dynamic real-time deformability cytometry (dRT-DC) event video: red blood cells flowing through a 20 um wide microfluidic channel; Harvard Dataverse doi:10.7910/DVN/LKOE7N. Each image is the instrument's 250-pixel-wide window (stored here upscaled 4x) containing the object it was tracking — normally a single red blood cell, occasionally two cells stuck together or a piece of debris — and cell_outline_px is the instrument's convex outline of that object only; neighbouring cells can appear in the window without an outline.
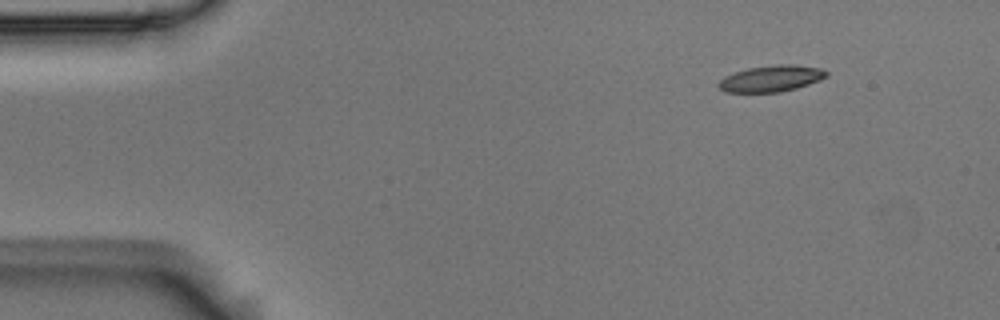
{"species": "Egyptian fruit bat (a non-hibernating species)", "species_latin": "Rousettus aegyptiacus", "temperature_condition": "room temperature", "stored_images_in_passage": 7, "camera_frame_rate_fps": 3000, "um_per_image_px": 0.085, "animal": {"sex": "male"}, "frame": {"image": 1, "passage_image": 1, "time_ms": 0.0, "image_size_px": [1000, 320], "cell_outline_px": [[828, 76], [820, 80], [796, 88], [780, 92], [724, 92], [716, 84], [724, 76], [748, 68], [776, 64], [796, 64], [820, 68], [828, 72]], "centroid_in_image_um": [65.56, 6.67], "position_along_channel_um": 19.4, "area_um2": 16.59}}
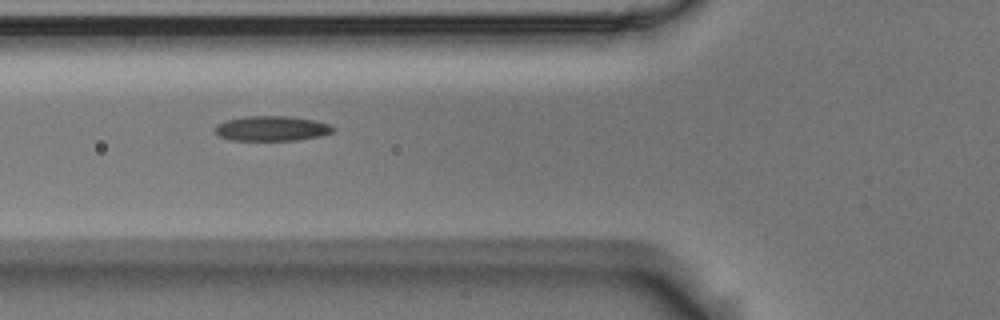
{"frame": {"image": 2, "passage_image": 5, "time_ms": 1.333, "image_size_px": [1000, 320], "cell_outline_px": [[336, 128], [332, 132], [320, 136], [300, 140], [228, 140], [220, 136], [212, 128], [216, 124], [224, 120], [248, 116], [288, 116], [316, 120], [328, 124]], "centroid_in_image_um": [23.07, 10.92], "position_along_channel_um": 102.7, "area_um2": 17.34}}
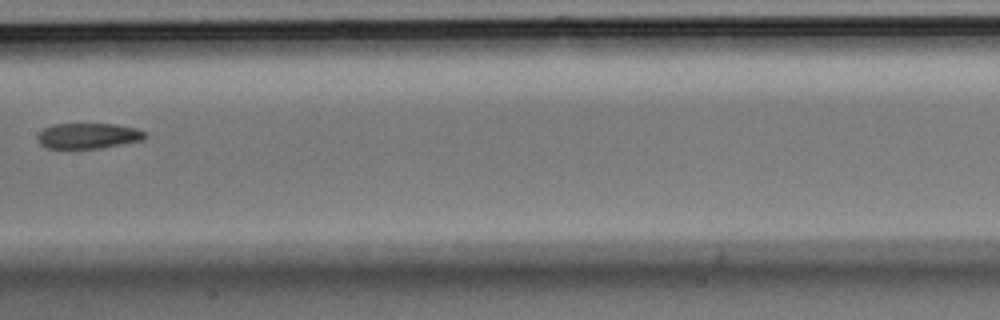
{"frame": {"image": 3, "passage_image": 7, "time_ms": 2.0, "image_size_px": [1000, 320], "cell_outline_px": [[148, 136], [144, 140], [100, 148], [44, 148], [40, 144], [36, 136], [44, 128], [56, 124], [116, 124], [136, 128], [148, 132]], "centroid_in_image_um": [7.54, 11.54], "position_along_channel_um": 199.9, "area_um2": 16.13}}